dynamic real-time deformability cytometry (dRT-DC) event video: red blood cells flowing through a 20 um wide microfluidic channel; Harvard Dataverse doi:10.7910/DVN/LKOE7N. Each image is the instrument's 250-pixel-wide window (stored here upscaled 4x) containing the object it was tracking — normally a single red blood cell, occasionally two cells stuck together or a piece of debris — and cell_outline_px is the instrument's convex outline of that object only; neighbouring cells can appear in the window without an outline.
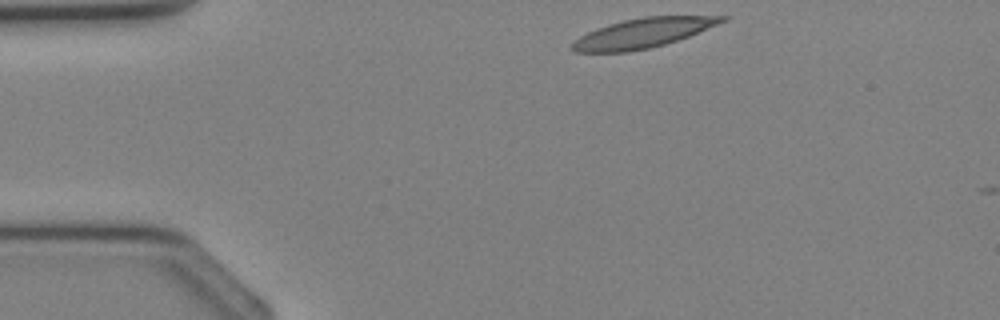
{"species": "Egyptian fruit bat (a non-hibernating species)", "species_latin": "Rousettus aegyptiacus", "temperature_condition": "cold", "stored_images_in_passage": 3, "camera_frame_rate_fps": 3000, "um_per_image_px": 0.085, "animal": {"sex": "female"}, "frame": {"image": 1, "passage_image": 1, "time_ms": 0.0, "image_size_px": [1000, 320], "cell_outline_px": [[728, 20], [688, 36], [664, 44], [648, 48], [628, 52], [576, 52], [572, 48], [572, 44], [580, 36], [596, 28], [608, 24], [624, 20], [644, 16], [728, 16]], "centroid_in_image_um": [54.64, 2.8], "position_along_channel_um": 30.4, "area_um2": 25.43}}